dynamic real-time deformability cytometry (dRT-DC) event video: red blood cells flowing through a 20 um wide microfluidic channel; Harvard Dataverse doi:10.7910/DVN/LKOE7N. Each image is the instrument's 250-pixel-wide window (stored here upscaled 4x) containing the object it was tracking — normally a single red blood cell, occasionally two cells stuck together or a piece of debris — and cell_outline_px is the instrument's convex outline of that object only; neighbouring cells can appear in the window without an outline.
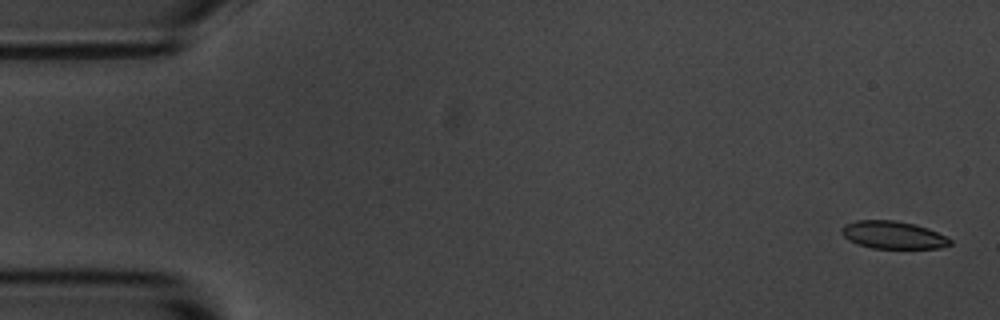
{"species": "common noctule bat (a hibernating species)", "species_latin": "Nyctalus noctula", "temperature_condition": "room temperature", "stored_images_in_passage": 4, "camera_frame_rate_fps": 3000, "um_per_image_px": 0.085, "animal": {"sex": "male", "body_mass_g": 20.1, "forearm_length_mm": 53.5}, "frame": {"image": 1, "passage_image": 1, "time_ms": 0.0, "image_size_px": [1000, 320], "cell_outline_px": [[952, 244], [940, 248], [872, 248], [856, 244], [848, 240], [840, 232], [840, 228], [844, 224], [856, 220], [896, 220], [916, 224], [928, 228], [952, 240]], "centroid_in_image_um": [75.87, 19.96], "position_along_channel_um": 9.1, "area_um2": 17.63}}
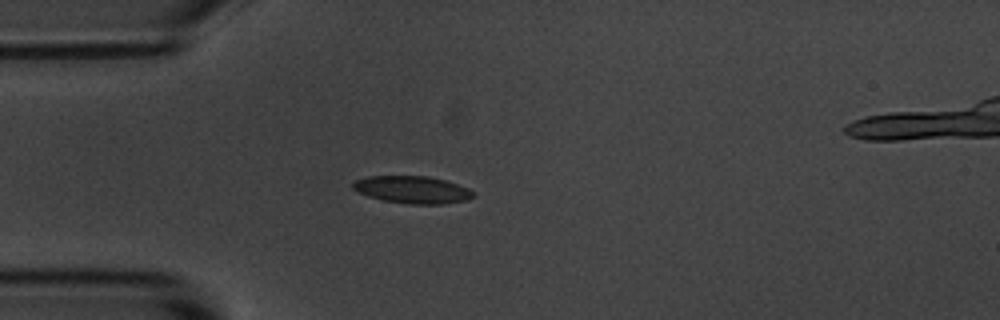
{"frame": {"image": 2, "passage_image": 4, "time_ms": 1.0, "image_size_px": [1000, 320], "cell_outline_px": [[476, 196], [468, 200], [444, 204], [408, 204], [384, 200], [368, 196], [352, 188], [352, 184], [356, 180], [368, 176], [428, 176], [444, 180], [468, 188], [476, 192]], "centroid_in_image_um": [35.1, 16.13], "position_along_channel_um": 49.9, "area_um2": 19.19}}